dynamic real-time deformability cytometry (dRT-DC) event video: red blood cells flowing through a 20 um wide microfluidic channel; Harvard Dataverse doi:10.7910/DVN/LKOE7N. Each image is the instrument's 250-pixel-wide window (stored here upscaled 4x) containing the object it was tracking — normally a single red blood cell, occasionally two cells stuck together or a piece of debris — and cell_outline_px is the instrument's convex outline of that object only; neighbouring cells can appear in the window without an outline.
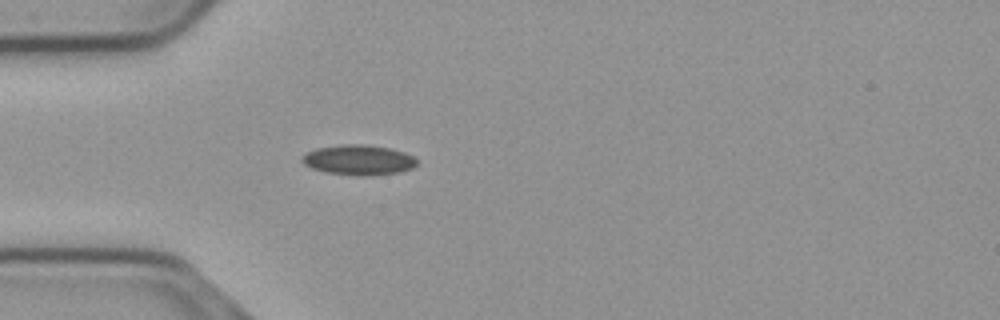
{"species": "common noctule bat (a hibernating species)", "species_latin": "Nyctalus noctula", "temperature_condition": "cold", "stored_images_in_passage": 41, "camera_frame_rate_fps": 3000, "um_per_image_px": 0.085, "animal": {"sex": "male", "body_mass_g": 23.1, "forearm_length_mm": 52.7}, "frame": {"image": 1, "passage_image": 1, "time_ms": 0.0, "image_size_px": [1000, 320], "cell_outline_px": [[416, 164], [412, 168], [396, 172], [364, 176], [360, 176], [324, 172], [312, 168], [304, 164], [300, 160], [308, 152], [316, 148], [340, 144], [364, 144], [388, 148], [404, 152], [412, 156], [416, 160]], "centroid_in_image_um": [30.44, 13.59], "position_along_channel_um": 54.6, "area_um2": 19.94}}
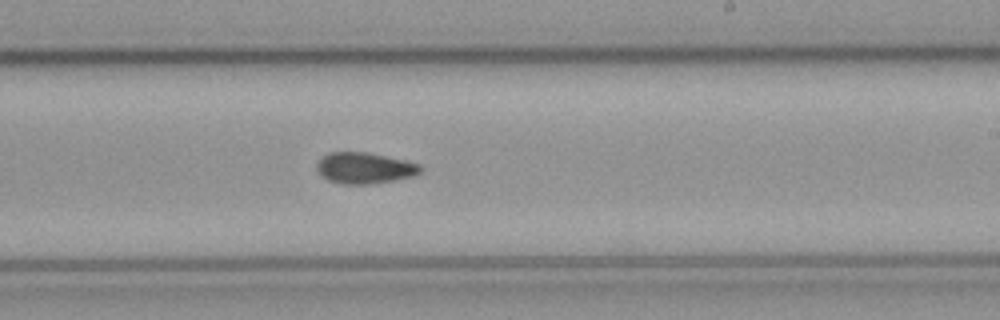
{"frame": {"image": 2, "passage_image": 18, "time_ms": 5.667, "image_size_px": [1000, 320], "cell_outline_px": [[420, 172], [412, 176], [372, 184], [340, 184], [328, 180], [320, 176], [316, 168], [316, 164], [328, 152], [368, 152], [404, 160], [420, 164]], "centroid_in_image_um": [30.94, 14.28], "position_along_channel_um": 258.1, "area_um2": 18.73}}
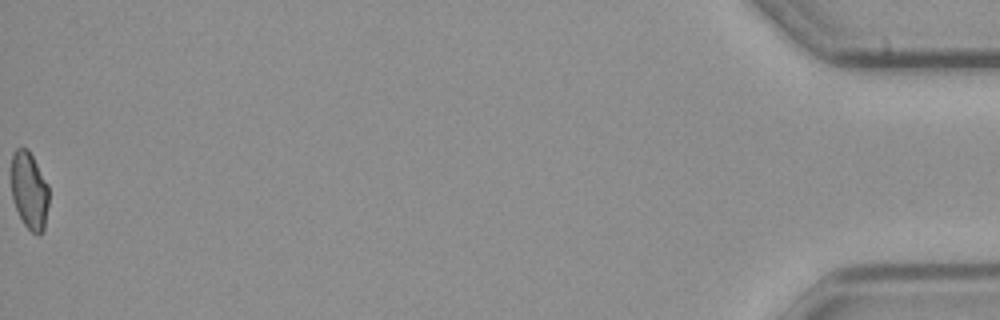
{"frame": {"image": 3, "passage_image": 41, "time_ms": 13.333, "image_size_px": [1000, 320], "cell_outline_px": [[48, 204], [44, 228], [40, 236], [32, 232], [24, 224], [16, 208], [12, 196], [12, 152], [16, 148], [28, 148], [48, 184]], "centroid_in_image_um": [2.5, 16.19], "position_along_channel_um": 432.7, "area_um2": 16.82}, "authors_computed_cell_mechanics": {"area_um2": 18.3804, "velocity_mm_per_s": 3.6923, "shape_relaxation_time_tau1_ms": null, "shape_relaxation_time_tau2_ms": 5.6671, "deformation_change_tau1": null, "deformation_change_tau2": 0.1026}}